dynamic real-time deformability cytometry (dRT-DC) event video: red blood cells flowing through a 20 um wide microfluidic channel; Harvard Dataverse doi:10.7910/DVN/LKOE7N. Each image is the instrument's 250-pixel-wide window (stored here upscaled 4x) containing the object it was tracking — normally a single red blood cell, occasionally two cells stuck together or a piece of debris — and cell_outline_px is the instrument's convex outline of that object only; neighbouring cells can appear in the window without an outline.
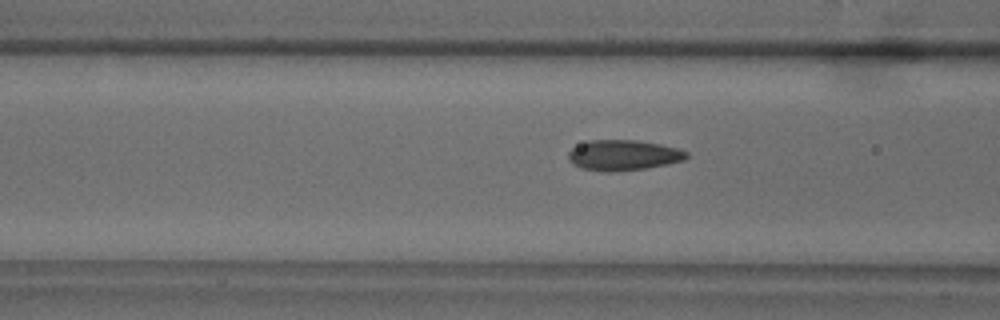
{"species": "common noctule bat (a hibernating species)", "species_latin": "Nyctalus noctula", "temperature_condition": "warm", "stored_images_in_passage": 38, "camera_frame_rate_fps": 3000, "um_per_image_px": 0.085, "animal": {"sex": "male", "body_mass_g": 18.8}, "frame": {"image": 1, "passage_image": 17, "time_ms": 5.333, "image_size_px": [1000, 320], "cell_outline_px": [[688, 156], [684, 160], [668, 164], [644, 168], [616, 172], [608, 172], [580, 168], [572, 164], [568, 160], [568, 152], [572, 148], [588, 140], [636, 140], [660, 144], [676, 148], [688, 152]], "centroid_in_image_um": [52.95, 13.19], "position_along_channel_um": 113.6, "area_um2": 21.04}}
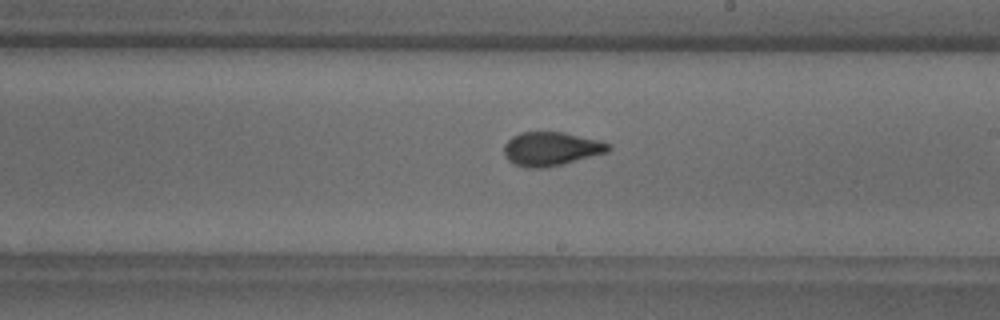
{"frame": {"image": 2, "passage_image": 27, "time_ms": 8.667, "image_size_px": [1000, 320], "cell_outline_px": [[612, 148], [608, 152], [564, 164], [544, 168], [528, 168], [512, 164], [508, 160], [504, 152], [504, 144], [512, 136], [520, 132], [564, 132], [612, 144]], "centroid_in_image_um": [46.84, 12.66], "position_along_channel_um": 242.2, "area_um2": 20.69}}
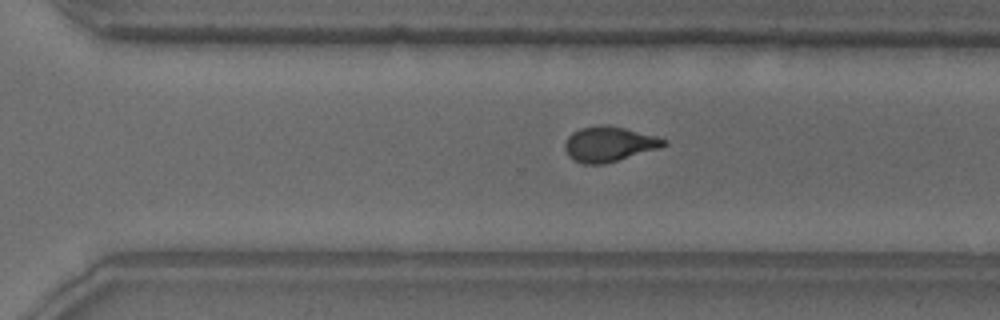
{"frame": {"image": 3, "passage_image": 33, "time_ms": 10.667, "image_size_px": [1000, 320], "cell_outline_px": [[668, 144], [660, 148], [604, 164], [584, 164], [568, 156], [564, 148], [564, 144], [568, 136], [572, 132], [580, 128], [600, 124], [608, 124], [656, 136], [668, 140]], "centroid_in_image_um": [51.76, 12.23], "position_along_channel_um": 318.8, "area_um2": 20.29}}